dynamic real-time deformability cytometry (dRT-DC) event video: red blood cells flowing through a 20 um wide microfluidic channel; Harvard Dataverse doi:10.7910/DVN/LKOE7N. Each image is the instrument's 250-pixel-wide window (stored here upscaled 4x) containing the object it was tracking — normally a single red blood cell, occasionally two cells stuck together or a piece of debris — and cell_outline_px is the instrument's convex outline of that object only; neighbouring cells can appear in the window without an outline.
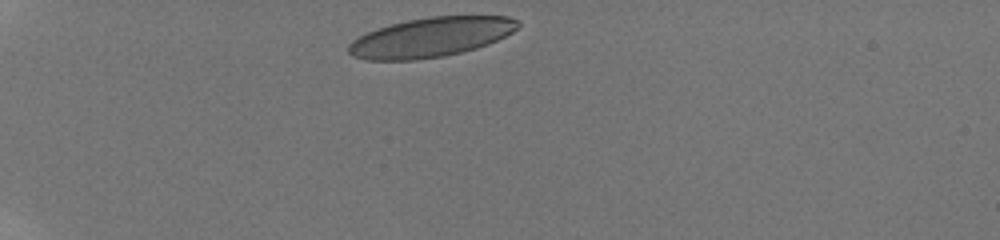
{"species": "human", "species_latin": "Homo sapiens", "temperature_condition": "room temperature", "stored_images_in_passage": 17, "camera_frame_rate_fps": 3000, "um_per_image_px": 0.085, "donor": {"sex": "male"}, "frame": {"image": 1, "passage_image": 1, "time_ms": 0.0, "image_size_px": [1000, 240], "cell_outline_px": [[520, 24], [512, 32], [488, 44], [476, 48], [444, 56], [416, 60], [364, 60], [352, 56], [348, 52], [348, 44], [352, 40], [376, 28], [408, 20], [428, 16], [508, 16], [520, 20]], "centroid_in_image_um": [36.6, 3.17], "position_along_channel_um": 48.4, "area_um2": 39.02}}
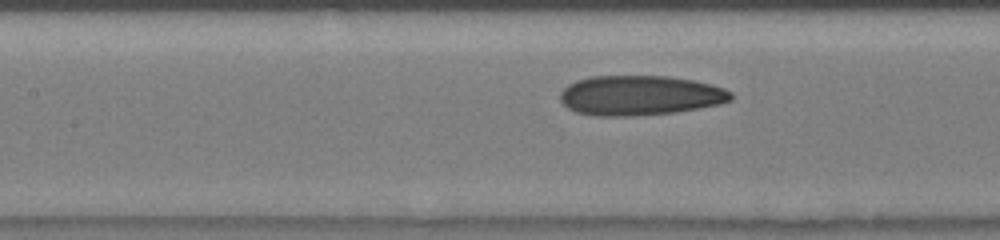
{"frame": {"image": 2, "passage_image": 10, "time_ms": 3.0, "image_size_px": [1000, 240], "cell_outline_px": [[732, 100], [720, 104], [676, 112], [632, 116], [592, 116], [576, 112], [568, 108], [560, 100], [560, 92], [568, 84], [576, 80], [592, 76], [668, 76], [692, 80], [712, 84], [724, 88], [732, 92]], "centroid_in_image_um": [54.39, 8.11], "position_along_channel_um": 153.0, "area_um2": 39.88}}
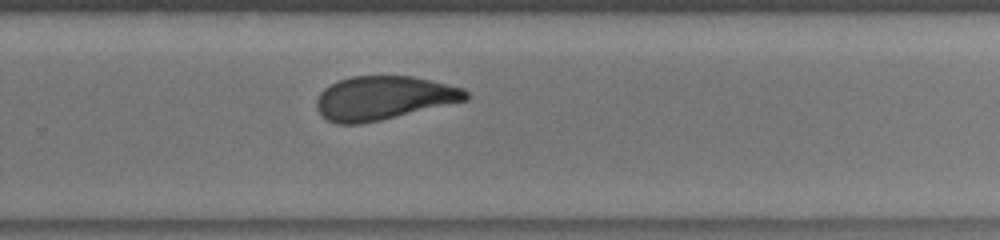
{"frame": {"image": 3, "passage_image": 17, "time_ms": 5.333, "image_size_px": [1000, 240], "cell_outline_px": [[468, 100], [380, 120], [360, 124], [336, 124], [320, 116], [316, 108], [316, 100], [320, 92], [324, 88], [340, 80], [352, 76], [412, 76], [464, 88], [468, 92]], "centroid_in_image_um": [32.57, 8.33], "position_along_channel_um": 297.2, "area_um2": 37.97}}